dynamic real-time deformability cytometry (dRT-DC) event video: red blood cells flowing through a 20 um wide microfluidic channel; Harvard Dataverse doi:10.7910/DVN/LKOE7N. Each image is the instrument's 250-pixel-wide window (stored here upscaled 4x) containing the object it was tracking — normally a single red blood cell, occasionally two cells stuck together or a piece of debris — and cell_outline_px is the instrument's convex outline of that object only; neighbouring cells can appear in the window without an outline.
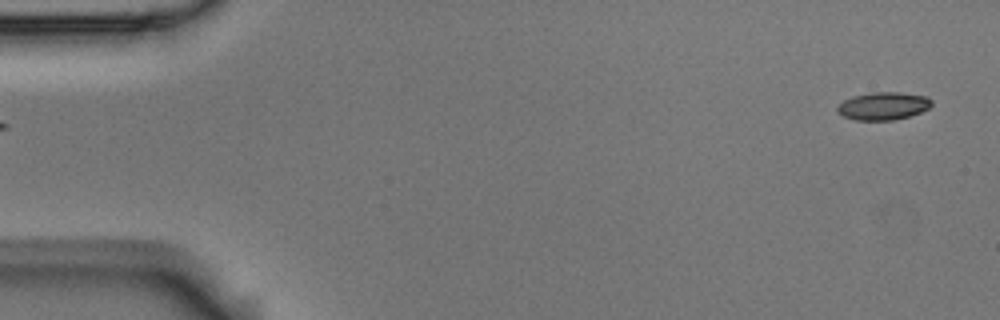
{"species": "Egyptian fruit bat (a non-hibernating species)", "species_latin": "Rousettus aegyptiacus", "temperature_condition": "room temperature", "stored_images_in_passage": 3, "camera_frame_rate_fps": 3000, "um_per_image_px": 0.085, "animal": {"sex": "male"}, "frame": {"image": 1, "passage_image": 3, "time_ms": 0.667, "image_size_px": [1000, 320], "cell_outline_px": [[932, 104], [928, 108], [920, 112], [908, 116], [892, 120], [856, 120], [844, 116], [836, 112], [836, 108], [844, 100], [852, 96], [872, 92], [900, 92], [928, 96], [932, 100]], "centroid_in_image_um": [75.07, 8.99], "position_along_channel_um": 9.9, "area_um2": 15.26}}